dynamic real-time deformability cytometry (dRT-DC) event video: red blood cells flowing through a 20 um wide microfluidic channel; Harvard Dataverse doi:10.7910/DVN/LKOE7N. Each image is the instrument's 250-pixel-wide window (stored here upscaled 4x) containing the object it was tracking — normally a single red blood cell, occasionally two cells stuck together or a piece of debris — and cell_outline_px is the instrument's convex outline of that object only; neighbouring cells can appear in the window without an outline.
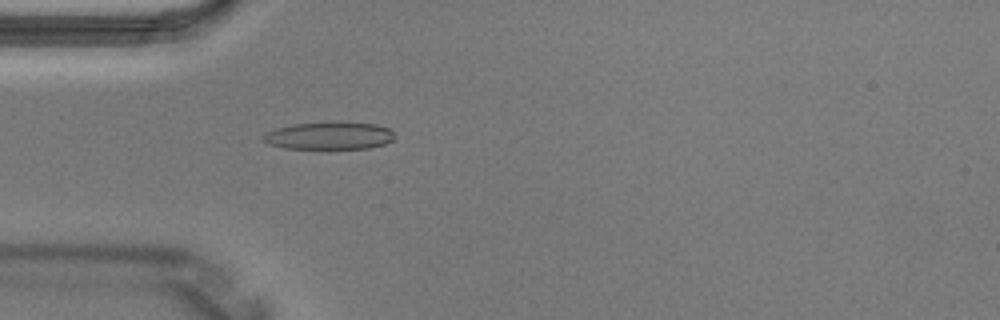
{"species": "Egyptian fruit bat (a non-hibernating species)", "species_latin": "Rousettus aegyptiacus", "temperature_condition": "warm", "stored_images_in_passage": 2, "camera_frame_rate_fps": 3000, "um_per_image_px": 0.085, "animal": {"sex": "male"}, "frame": {"image": 1, "passage_image": 2, "time_ms": 0.333, "image_size_px": [1000, 320], "cell_outline_px": [[392, 140], [384, 144], [368, 148], [328, 152], [284, 148], [268, 144], [260, 140], [260, 136], [264, 132], [276, 128], [292, 124], [376, 124], [388, 128], [392, 132]], "centroid_in_image_um": [27.86, 11.63], "position_along_channel_um": 57.1, "area_um2": 21.56}}